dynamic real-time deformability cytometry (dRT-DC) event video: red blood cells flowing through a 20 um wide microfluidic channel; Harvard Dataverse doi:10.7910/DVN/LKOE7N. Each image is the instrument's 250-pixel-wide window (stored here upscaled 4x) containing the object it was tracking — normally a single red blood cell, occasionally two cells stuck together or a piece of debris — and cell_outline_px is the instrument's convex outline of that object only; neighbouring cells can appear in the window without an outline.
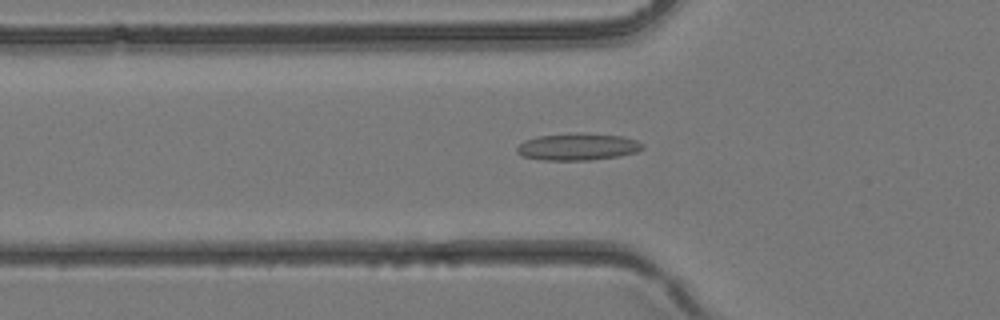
{"species": "common noctule bat (a hibernating species)", "species_latin": "Nyctalus noctula", "temperature_condition": "room temperature", "stored_images_in_passage": 33, "camera_frame_rate_fps": 3000, "um_per_image_px": 0.085, "animal": {"sex": "female", "body_mass_g": 24.6, "forearm_length_mm": 56.2}, "frame": {"image": 1, "passage_image": 8, "time_ms": 2.333, "image_size_px": [1000, 320], "cell_outline_px": [[644, 148], [636, 152], [616, 156], [592, 160], [544, 160], [520, 156], [516, 152], [516, 148], [524, 140], [536, 136], [576, 132], [580, 132], [620, 136], [636, 140], [644, 144]], "centroid_in_image_um": [49.07, 12.47], "position_along_channel_um": 76.7, "area_um2": 19.94}}
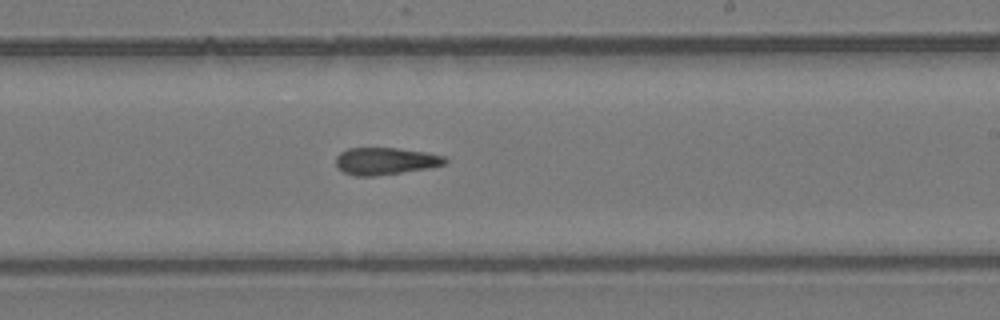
{"frame": {"image": 2, "passage_image": 18, "time_ms": 5.667, "image_size_px": [1000, 320], "cell_outline_px": [[448, 160], [444, 164], [428, 168], [372, 176], [356, 176], [344, 172], [336, 164], [336, 156], [340, 152], [348, 148], [396, 148], [428, 152], [448, 156]], "centroid_in_image_um": [32.79, 13.67], "position_along_channel_um": 256.2, "area_um2": 17.22}}
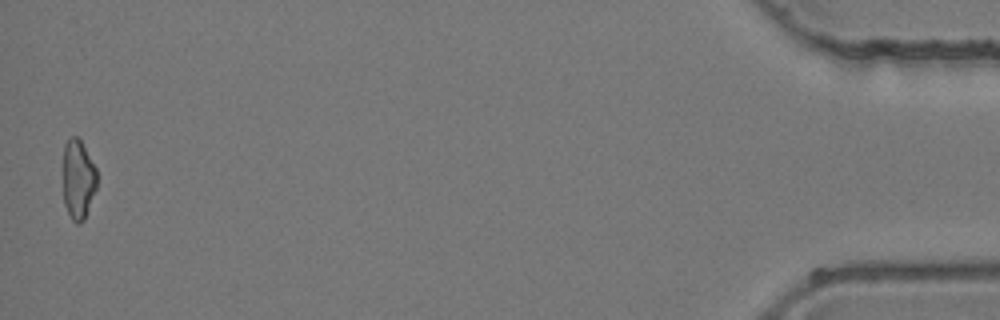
{"frame": {"image": 3, "passage_image": 33, "time_ms": 10.667, "image_size_px": [1000, 320], "cell_outline_px": [[96, 188], [84, 220], [80, 224], [76, 224], [72, 220], [64, 204], [64, 144], [72, 136], [76, 136], [80, 140], [96, 168]], "centroid_in_image_um": [6.64, 15.27], "position_along_channel_um": 428.6, "area_um2": 15.43}}